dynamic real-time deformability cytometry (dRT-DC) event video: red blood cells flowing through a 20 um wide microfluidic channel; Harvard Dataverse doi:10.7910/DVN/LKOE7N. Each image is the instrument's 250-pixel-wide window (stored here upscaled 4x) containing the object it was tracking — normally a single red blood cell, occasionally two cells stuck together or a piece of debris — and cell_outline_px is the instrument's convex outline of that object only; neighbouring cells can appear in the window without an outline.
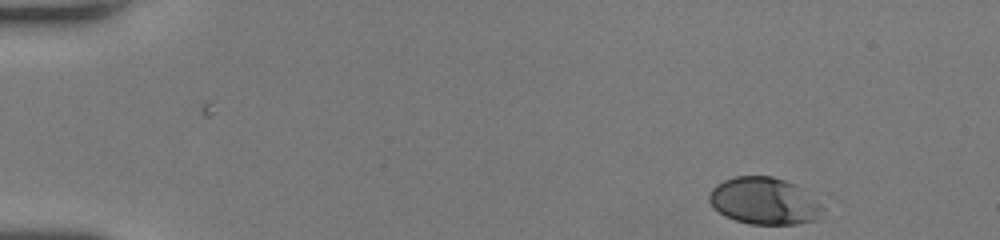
{"species": "human", "species_latin": "Homo sapiens", "temperature_condition": "room temperature", "stored_images_in_passage": 47, "camera_frame_rate_fps": 3000, "um_per_image_px": 0.085, "donor": {"sex": "female"}, "frame": {"image": 1, "passage_image": 1, "time_ms": 0.0, "image_size_px": [1000, 240], "cell_outline_px": [[824, 208], [820, 216], [816, 220], [796, 224], [748, 224], [724, 216], [712, 208], [708, 200], [708, 196], [712, 188], [716, 184], [724, 180], [736, 176], [772, 176], [796, 184]], "centroid_in_image_um": [64.9, 17.09], "position_along_channel_um": 20.1, "area_um2": 31.1}}
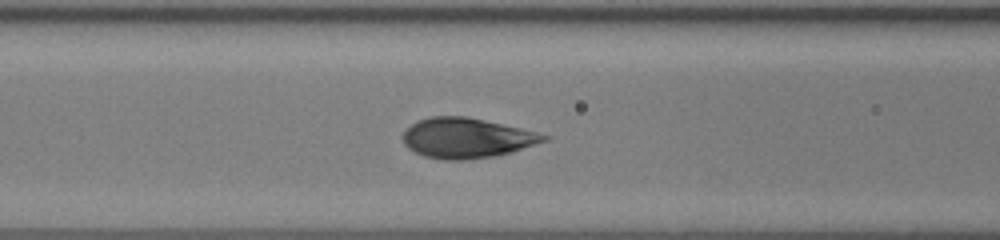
{"frame": {"image": 2, "passage_image": 18, "time_ms": 5.667, "image_size_px": [1000, 240], "cell_outline_px": [[552, 136], [548, 140], [496, 156], [464, 160], [444, 160], [424, 156], [408, 148], [404, 144], [404, 132], [416, 120], [432, 116], [468, 116], [520, 128]], "centroid_in_image_um": [39.66, 11.72], "position_along_channel_um": 126.9, "area_um2": 32.77}}
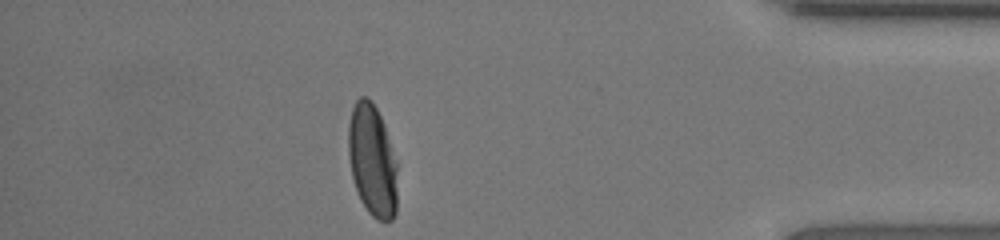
{"frame": {"image": 3, "passage_image": 41, "time_ms": 13.333, "image_size_px": [1000, 240], "cell_outline_px": [[396, 212], [392, 220], [376, 220], [368, 212], [360, 200], [356, 192], [352, 176], [348, 156], [348, 124], [352, 108], [356, 100], [360, 96], [364, 96], [372, 100], [384, 124], [396, 160]], "centroid_in_image_um": [31.62, 13.64], "position_along_channel_um": 403.6, "area_um2": 32.19}, "authors_computed_cell_mechanics": {"area_um2": 32.0212, "velocity_mm_per_s": 4.0833, "shape_relaxation_time_tau1_ms": 2.6, "shape_relaxation_time_tau2_ms": null, "deformation_change_tau1": 0.1572, "deformation_change_tau2": null}}